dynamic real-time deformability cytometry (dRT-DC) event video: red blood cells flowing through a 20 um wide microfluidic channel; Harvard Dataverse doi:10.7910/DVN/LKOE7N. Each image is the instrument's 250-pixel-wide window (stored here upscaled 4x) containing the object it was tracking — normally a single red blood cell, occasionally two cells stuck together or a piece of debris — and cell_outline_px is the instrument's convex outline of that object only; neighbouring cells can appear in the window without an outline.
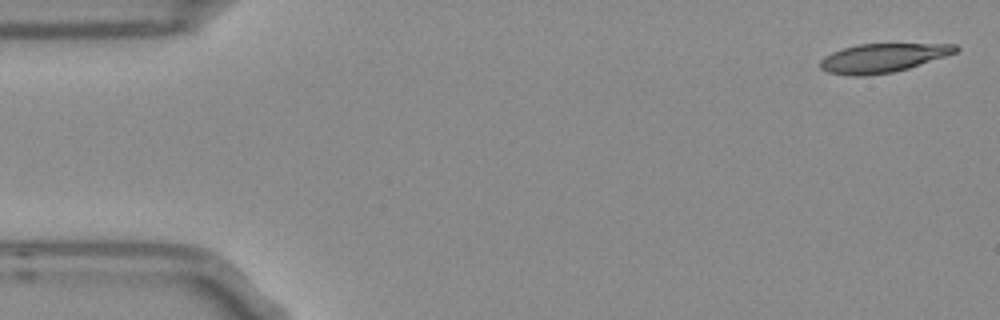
{"species": "Egyptian fruit bat (a non-hibernating species)", "species_latin": "Rousettus aegyptiacus", "temperature_condition": "room temperature", "stored_images_in_passage": 7, "camera_frame_rate_fps": 3000, "um_per_image_px": 0.085, "frame": {"image": 1, "passage_image": 1, "time_ms": 0.0, "image_size_px": [1000, 320], "cell_outline_px": [[960, 48], [956, 52], [908, 68], [892, 72], [864, 76], [852, 76], [828, 72], [820, 68], [820, 60], [824, 56], [832, 52], [856, 44], [956, 44]], "centroid_in_image_um": [74.99, 4.92], "position_along_channel_um": 10.0, "area_um2": 22.54}}
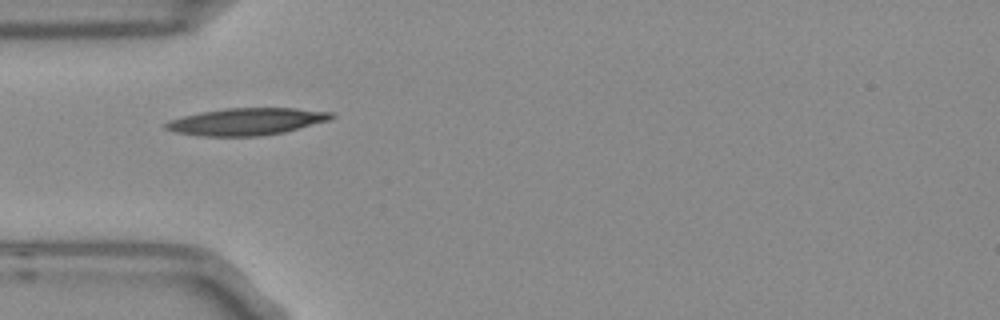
{"frame": {"image": 2, "passage_image": 5, "time_ms": 1.333, "image_size_px": [1000, 320], "cell_outline_px": [[336, 116], [332, 120], [284, 132], [260, 136], [200, 136], [176, 132], [164, 128], [164, 124], [168, 120], [200, 112], [224, 108], [296, 108], [336, 112]], "centroid_in_image_um": [21.02, 10.33], "position_along_channel_um": 64.0, "area_um2": 26.41}}
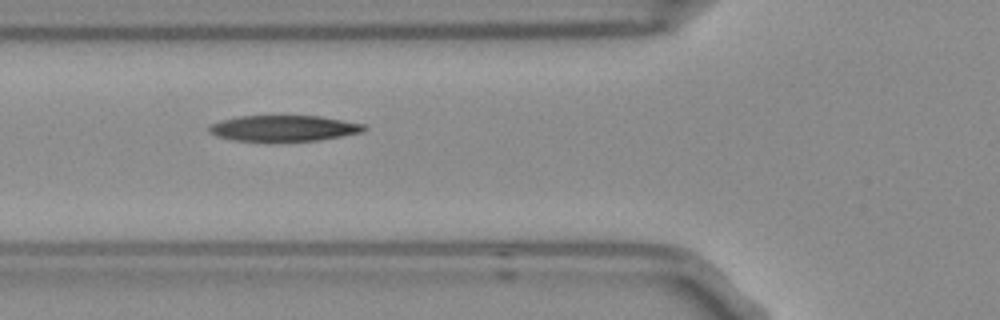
{"frame": {"image": 3, "passage_image": 6, "time_ms": 1.667, "image_size_px": [1000, 320], "cell_outline_px": [[368, 128], [364, 132], [316, 140], [232, 140], [216, 136], [208, 132], [208, 124], [220, 120], [236, 116], [320, 116], [364, 124]], "centroid_in_image_um": [24.07, 10.88], "position_along_channel_um": 101.7, "area_um2": 23.18}}